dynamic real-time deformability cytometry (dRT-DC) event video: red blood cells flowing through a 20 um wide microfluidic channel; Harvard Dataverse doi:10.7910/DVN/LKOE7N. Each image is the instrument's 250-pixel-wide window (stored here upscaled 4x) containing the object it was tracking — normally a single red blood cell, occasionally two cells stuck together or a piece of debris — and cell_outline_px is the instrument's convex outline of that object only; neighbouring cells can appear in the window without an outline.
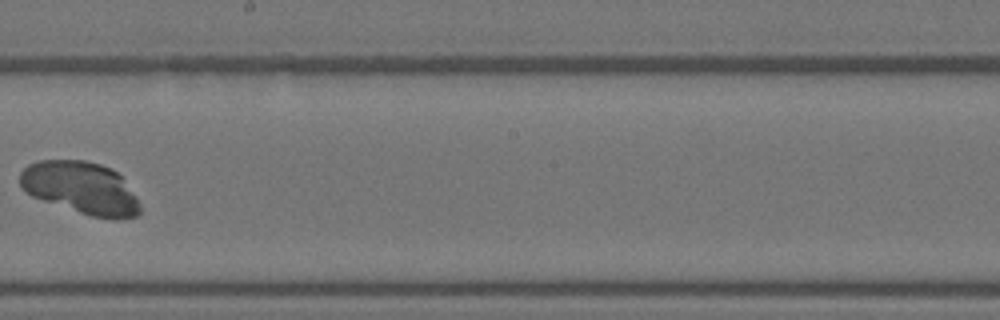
{"species": "Egyptian fruit bat (a non-hibernating species)", "species_latin": "Rousettus aegyptiacus", "temperature_condition": "warm", "stored_images_in_passage": 14, "camera_frame_rate_fps": 3000, "um_per_image_px": 0.085, "animal": {"sex": "female"}, "frame": {"image": 1, "passage_image": 8, "time_ms": 2.333, "image_size_px": [1000, 320], "cell_outline_px": [[140, 212], [136, 216], [92, 216], [32, 196], [20, 184], [20, 172], [28, 164], [40, 160], [84, 160], [100, 164], [116, 172], [120, 176], [136, 196], [140, 204]], "centroid_in_image_um": [6.84, 15.93], "position_along_channel_um": 241.4, "area_um2": 35.55}}
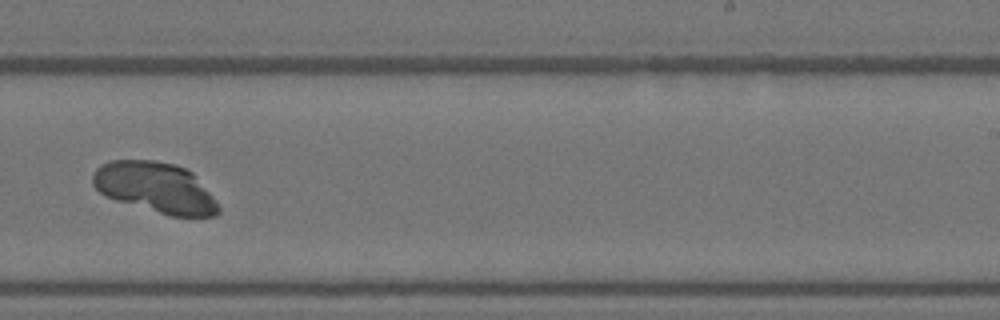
{"frame": {"image": 2, "passage_image": 9, "time_ms": 2.667, "image_size_px": [1000, 320], "cell_outline_px": [[220, 212], [216, 216], [172, 216], [116, 200], [104, 196], [92, 184], [92, 176], [96, 168], [100, 164], [112, 160], [152, 160], [176, 164], [192, 172], [212, 196], [220, 208]], "centroid_in_image_um": [13.18, 15.93], "position_along_channel_um": 275.8, "area_um2": 36.82}}